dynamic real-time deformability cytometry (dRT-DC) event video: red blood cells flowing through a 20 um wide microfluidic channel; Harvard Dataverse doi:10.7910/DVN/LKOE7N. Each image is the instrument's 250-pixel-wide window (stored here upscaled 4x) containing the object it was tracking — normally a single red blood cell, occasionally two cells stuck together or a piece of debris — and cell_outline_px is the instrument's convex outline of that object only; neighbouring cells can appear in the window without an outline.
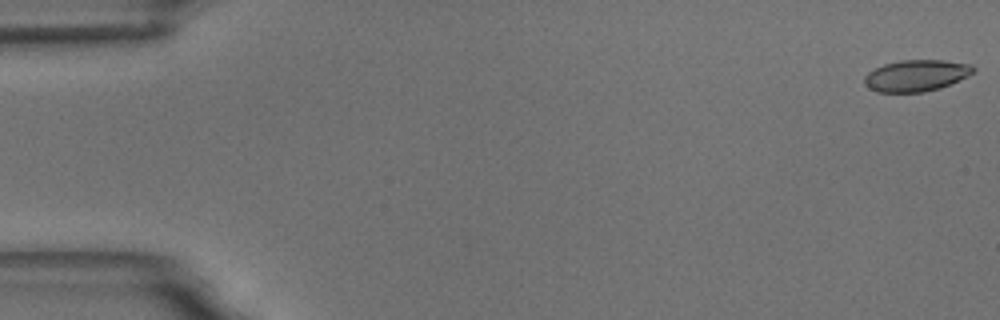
{"species": "common noctule bat (a hibernating species)", "species_latin": "Nyctalus noctula", "temperature_condition": "room temperature", "stored_images_in_passage": 58, "camera_frame_rate_fps": 3000, "um_per_image_px": 0.085, "animal": {"sex": "male", "body_mass_g": 18.8}, "frame": {"image": 1, "passage_image": 1, "time_ms": 0.0, "image_size_px": [1000, 320], "cell_outline_px": [[976, 72], [968, 76], [940, 88], [924, 92], [876, 92], [868, 88], [864, 84], [864, 76], [868, 72], [884, 64], [900, 60], [944, 60], [972, 64], [976, 68]], "centroid_in_image_um": [77.89, 6.42], "position_along_channel_um": 7.1, "area_um2": 20.17}}
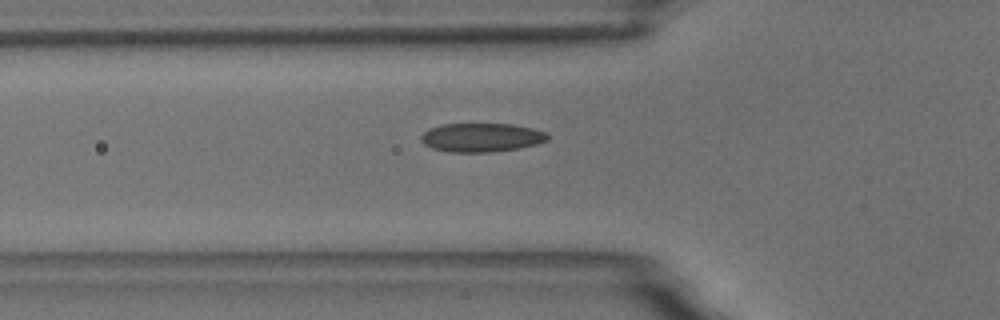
{"frame": {"image": 2, "passage_image": 20, "time_ms": 6.333, "image_size_px": [1000, 320], "cell_outline_px": [[548, 140], [536, 144], [520, 148], [492, 152], [452, 152], [432, 148], [424, 144], [420, 140], [420, 136], [428, 128], [444, 124], [516, 124], [548, 132]], "centroid_in_image_um": [40.94, 11.68], "position_along_channel_um": 84.9, "area_um2": 21.39}}
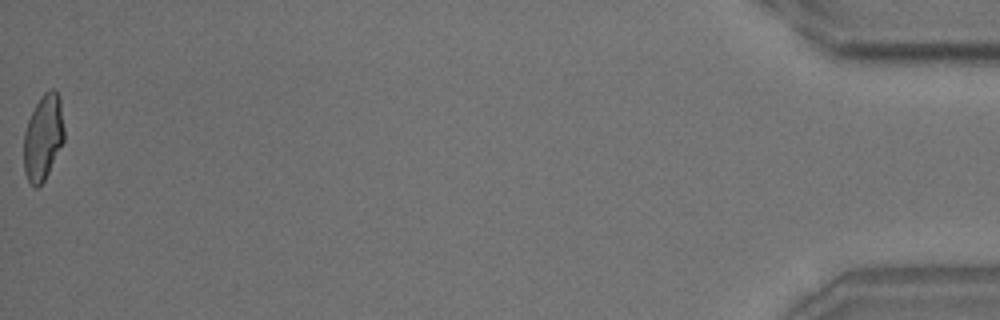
{"frame": {"image": 3, "passage_image": 58, "time_ms": 19.0, "image_size_px": [1000, 320], "cell_outline_px": [[64, 140], [44, 180], [36, 188], [32, 188], [24, 172], [24, 132], [28, 120], [40, 96], [48, 88], [52, 88], [60, 96], [64, 128]], "centroid_in_image_um": [3.67, 11.65], "position_along_channel_um": 431.5, "area_um2": 20.17}, "authors_computed_cell_mechanics": {"area_um2": 20.4034, "velocity_mm_per_s": 3.5055, "shape_relaxation_time_tau1_ms": 5.5322, "shape_relaxation_time_tau2_ms": 1.5093, "deformation_change_tau1": 0.1514, "deformation_change_tau2": 0.0711}}